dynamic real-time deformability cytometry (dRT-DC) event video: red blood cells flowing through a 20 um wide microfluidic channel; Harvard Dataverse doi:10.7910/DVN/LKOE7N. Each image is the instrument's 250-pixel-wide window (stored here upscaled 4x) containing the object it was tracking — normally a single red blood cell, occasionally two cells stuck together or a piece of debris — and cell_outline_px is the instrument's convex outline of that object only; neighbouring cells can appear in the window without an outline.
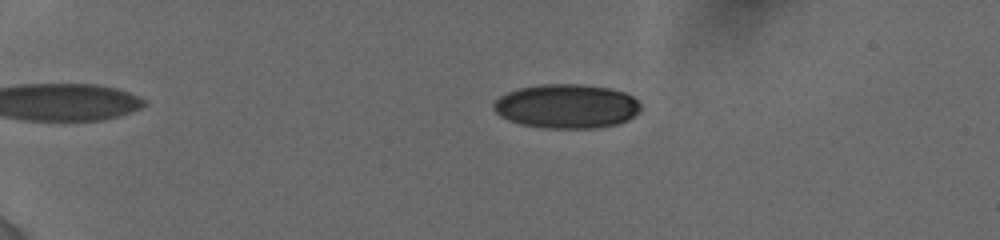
{"species": "human", "species_latin": "Homo sapiens", "temperature_condition": "cold", "stored_images_in_passage": 11, "camera_frame_rate_fps": 3000, "um_per_image_px": 0.085, "donor": {"sex": "female"}, "frame": {"image": 1, "passage_image": 4, "time_ms": 0.667, "image_size_px": [1000, 240], "cell_outline_px": [[640, 112], [628, 120], [620, 124], [596, 128], [540, 128], [520, 124], [508, 120], [500, 116], [492, 108], [492, 104], [500, 96], [508, 92], [520, 88], [540, 84], [584, 84], [612, 88], [624, 92], [632, 96], [640, 104]], "centroid_in_image_um": [48.17, 9.03], "position_along_channel_um": 36.8, "area_um2": 38.26}}